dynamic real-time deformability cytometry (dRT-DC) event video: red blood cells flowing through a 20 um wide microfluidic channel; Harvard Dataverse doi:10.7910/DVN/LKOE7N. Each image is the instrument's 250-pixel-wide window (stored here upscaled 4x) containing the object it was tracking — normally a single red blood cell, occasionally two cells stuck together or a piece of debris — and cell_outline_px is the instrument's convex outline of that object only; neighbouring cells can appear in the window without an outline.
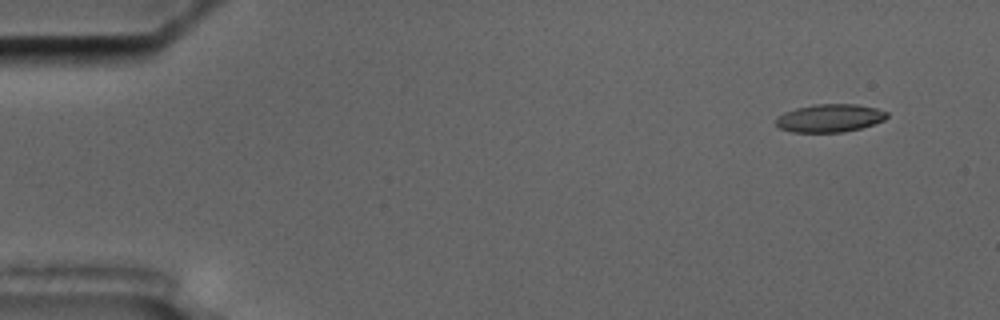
{"species": "common noctule bat (a hibernating species)", "species_latin": "Nyctalus noctula", "temperature_condition": "cold", "stored_images_in_passage": 5, "camera_frame_rate_fps": 3000, "um_per_image_px": 0.085, "animal": {"sex": "male", "body_mass_g": 17.5, "forearm_length_mm": 52.3}, "frame": {"image": 1, "passage_image": 2, "time_ms": 1.333, "image_size_px": [1000, 320], "cell_outline_px": [[888, 116], [884, 120], [860, 128], [844, 132], [792, 132], [780, 128], [776, 124], [776, 120], [784, 112], [796, 108], [812, 104], [856, 104], [876, 108], [888, 112]], "centroid_in_image_um": [70.54, 10.03], "position_along_channel_um": 14.5, "area_um2": 18.03}}
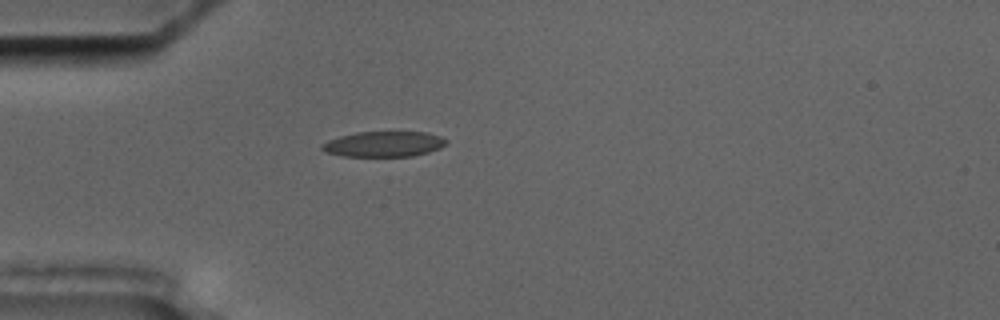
{"frame": {"image": 2, "passage_image": 5, "time_ms": 5.333, "image_size_px": [1000, 320], "cell_outline_px": [[448, 144], [440, 148], [428, 152], [412, 156], [340, 156], [324, 152], [320, 148], [320, 144], [328, 140], [340, 136], [356, 132], [424, 132], [440, 136], [448, 140]], "centroid_in_image_um": [32.6, 12.25], "position_along_channel_um": 52.4, "area_um2": 18.55}}